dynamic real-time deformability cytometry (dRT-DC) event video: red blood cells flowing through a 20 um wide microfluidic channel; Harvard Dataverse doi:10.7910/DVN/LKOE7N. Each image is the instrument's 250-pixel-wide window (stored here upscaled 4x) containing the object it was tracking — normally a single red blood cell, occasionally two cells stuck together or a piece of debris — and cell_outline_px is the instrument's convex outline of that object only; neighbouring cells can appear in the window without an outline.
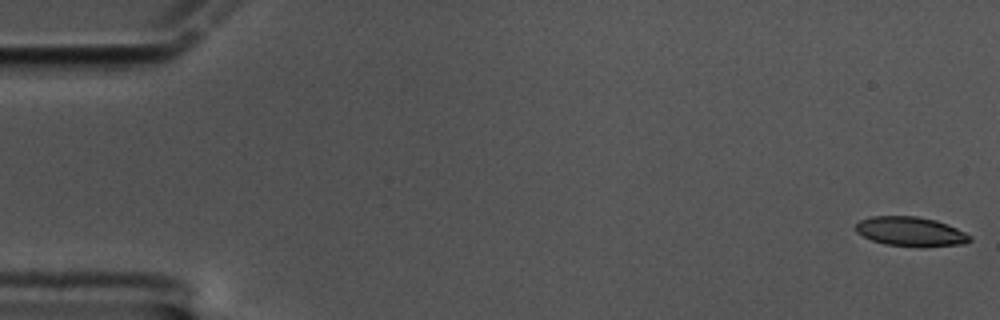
{"species": "common noctule bat (a hibernating species)", "species_latin": "Nyctalus noctula", "temperature_condition": "cold", "stored_images_in_passage": 60, "segment_of_instrument_passage": [1, 2], "camera_frame_rate_fps": 3000, "um_per_image_px": 0.085, "animal": {"sex": "male", "body_mass_g": 17.5, "forearm_length_mm": 52.3}, "frame": {"image": 1, "passage_image": 1, "time_ms": 0.0, "image_size_px": [1000, 320], "cell_outline_px": [[972, 240], [964, 244], [920, 248], [884, 244], [872, 240], [856, 232], [856, 224], [860, 220], [872, 216], [916, 216], [936, 220], [956, 228], [972, 236]], "centroid_in_image_um": [77.43, 19.7], "position_along_channel_um": 7.6, "area_um2": 19.77}}
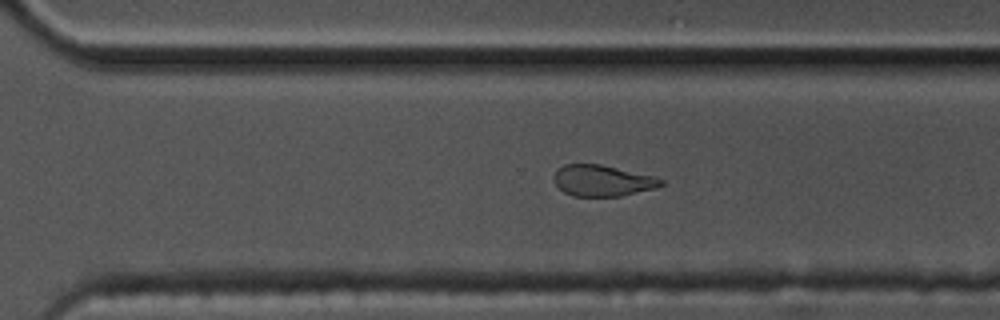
{"frame": {"image": 2, "passage_image": 41, "time_ms": 13.333, "image_size_px": [1000, 320], "cell_outline_px": [[664, 184], [656, 188], [620, 196], [572, 196], [564, 192], [552, 180], [552, 176], [556, 168], [564, 164], [600, 164], [652, 176], [664, 180]], "centroid_in_image_um": [51.15, 15.35], "position_along_channel_um": 319.4, "area_um2": 19.48}}
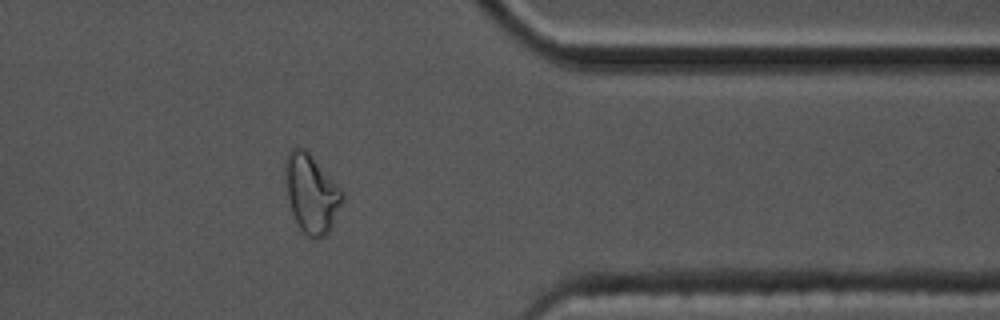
{"frame": {"image": 3, "passage_image": 48, "time_ms": 15.667, "image_size_px": [1000, 320], "cell_outline_px": [[344, 200], [328, 232], [324, 236], [316, 240], [312, 240], [300, 228], [292, 212], [288, 196], [284, 168], [284, 160], [288, 152], [296, 144], [304, 148], [312, 156], [344, 192]], "centroid_in_image_um": [26.46, 16.42], "position_along_channel_um": 384.9, "area_um2": 26.07}}